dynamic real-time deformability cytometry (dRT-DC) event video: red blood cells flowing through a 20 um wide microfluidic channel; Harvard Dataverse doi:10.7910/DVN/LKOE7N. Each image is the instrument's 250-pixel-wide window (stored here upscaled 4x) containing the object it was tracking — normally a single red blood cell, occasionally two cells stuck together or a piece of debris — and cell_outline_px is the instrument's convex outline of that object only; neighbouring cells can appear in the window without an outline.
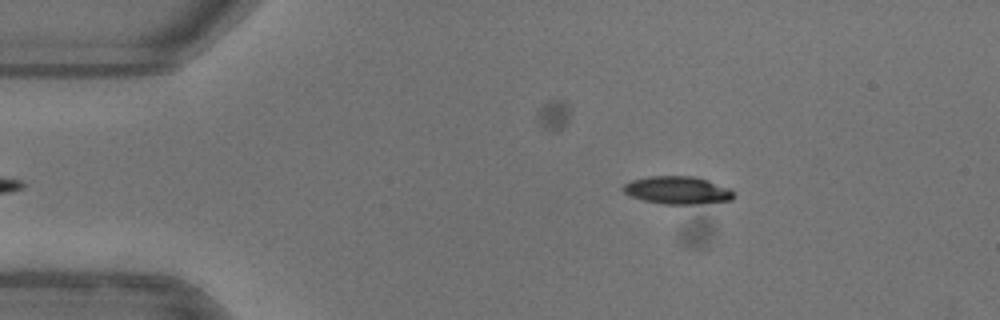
{"species": "common noctule bat (a hibernating species)", "species_latin": "Nyctalus noctula", "temperature_condition": "warm", "stored_images_in_passage": 36, "camera_frame_rate_fps": 3000, "um_per_image_px": 0.085, "animal": {"sex": "female"}, "frame": {"image": 1, "passage_image": 1, "time_ms": 0.0, "image_size_px": [1000, 320], "cell_outline_px": [[736, 196], [732, 200], [696, 204], [664, 204], [644, 200], [632, 196], [624, 192], [620, 188], [624, 184], [632, 180], [648, 176], [692, 176], [708, 180], [732, 188], [736, 192]], "centroid_in_image_um": [57.64, 16.16], "position_along_channel_um": 27.4, "area_um2": 18.09}}
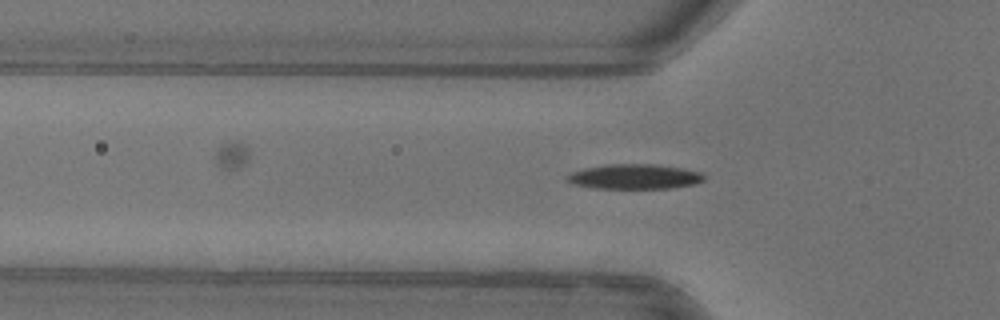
{"frame": {"image": 2, "passage_image": 9, "time_ms": 2.667, "image_size_px": [1000, 320], "cell_outline_px": [[704, 180], [692, 184], [668, 188], [596, 188], [572, 184], [568, 180], [568, 176], [572, 172], [584, 168], [608, 164], [652, 164], [680, 168], [700, 172], [704, 176]], "centroid_in_image_um": [53.91, 15.01], "position_along_channel_um": 71.9, "area_um2": 19.48}}
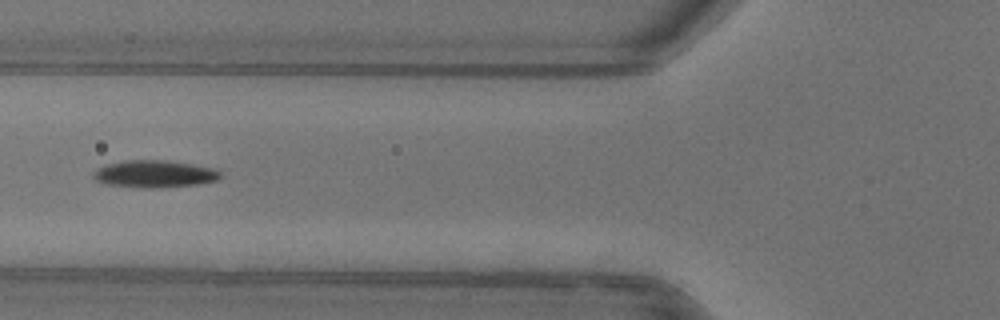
{"frame": {"image": 3, "passage_image": 12, "time_ms": 3.667, "image_size_px": [1000, 320], "cell_outline_px": [[220, 176], [216, 180], [196, 184], [160, 188], [152, 188], [108, 184], [96, 180], [92, 176], [92, 172], [104, 164], [124, 160], [164, 160], [192, 164], [216, 168], [220, 172]], "centroid_in_image_um": [13.11, 14.77], "position_along_channel_um": 112.7, "area_um2": 20.06}, "authors_computed_cell_mechanics": {"area_um2": 19.3052, "velocity_mm_per_s": 3.9901, "shape_relaxation_time_tau1_ms": 3.2248, "shape_relaxation_time_tau2_ms": 8.9156, "deformation_change_tau1": 0.1476, "deformation_change_tau2": 0.1737}}